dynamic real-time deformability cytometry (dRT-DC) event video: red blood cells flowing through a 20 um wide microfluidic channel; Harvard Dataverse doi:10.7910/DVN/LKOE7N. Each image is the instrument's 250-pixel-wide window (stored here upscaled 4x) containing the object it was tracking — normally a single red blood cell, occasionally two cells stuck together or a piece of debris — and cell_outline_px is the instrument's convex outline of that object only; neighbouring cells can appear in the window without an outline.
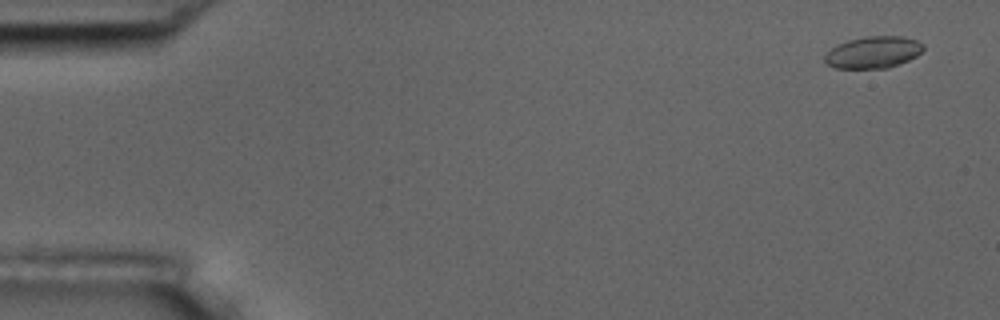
{"species": "common noctule bat (a hibernating species)", "species_latin": "Nyctalus noctula", "temperature_condition": "room temperature", "stored_images_in_passage": 6, "camera_frame_rate_fps": 3000, "um_per_image_px": 0.085, "animal": {"sex": "male", "body_mass_g": 17.5, "forearm_length_mm": 52.3}, "frame": {"image": 1, "passage_image": 1, "time_ms": 0.0, "image_size_px": [1000, 320], "cell_outline_px": [[924, 48], [916, 56], [900, 64], [888, 68], [836, 68], [828, 64], [824, 60], [824, 56], [832, 48], [848, 40], [864, 36], [904, 36], [916, 40], [924, 44]], "centroid_in_image_um": [74.25, 4.44], "position_along_channel_um": 10.7, "area_um2": 18.21}}